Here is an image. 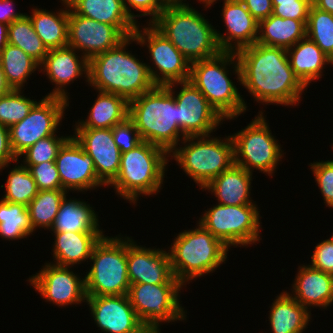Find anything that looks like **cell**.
Listing matches in <instances>:
<instances>
[{"instance_id": "52a82bcc", "label": "cell", "mask_w": 333, "mask_h": 333, "mask_svg": "<svg viewBox=\"0 0 333 333\" xmlns=\"http://www.w3.org/2000/svg\"><path fill=\"white\" fill-rule=\"evenodd\" d=\"M196 225L194 230L178 233L168 250L173 275L184 287L197 277L213 273L225 263L229 251L200 223Z\"/></svg>"}, {"instance_id": "ab89813d", "label": "cell", "mask_w": 333, "mask_h": 333, "mask_svg": "<svg viewBox=\"0 0 333 333\" xmlns=\"http://www.w3.org/2000/svg\"><path fill=\"white\" fill-rule=\"evenodd\" d=\"M22 94L21 90L12 89L0 97V123L7 128L22 121L37 103Z\"/></svg>"}, {"instance_id": "30bf717a", "label": "cell", "mask_w": 333, "mask_h": 333, "mask_svg": "<svg viewBox=\"0 0 333 333\" xmlns=\"http://www.w3.org/2000/svg\"><path fill=\"white\" fill-rule=\"evenodd\" d=\"M263 114V111H259L244 129L230 134L233 141L234 164L250 173L259 170L273 176L284 153Z\"/></svg>"}, {"instance_id": "603a6c76", "label": "cell", "mask_w": 333, "mask_h": 333, "mask_svg": "<svg viewBox=\"0 0 333 333\" xmlns=\"http://www.w3.org/2000/svg\"><path fill=\"white\" fill-rule=\"evenodd\" d=\"M223 1L221 18L226 25V31L225 34H222L216 30L220 49L226 52H237L256 43L259 21L250 14L242 2L238 0Z\"/></svg>"}, {"instance_id": "74e56055", "label": "cell", "mask_w": 333, "mask_h": 333, "mask_svg": "<svg viewBox=\"0 0 333 333\" xmlns=\"http://www.w3.org/2000/svg\"><path fill=\"white\" fill-rule=\"evenodd\" d=\"M8 173L5 186L1 185V188L5 187V194L2 200L27 207L38 193L33 176L22 163L18 166L16 165Z\"/></svg>"}, {"instance_id": "7dc6e473", "label": "cell", "mask_w": 333, "mask_h": 333, "mask_svg": "<svg viewBox=\"0 0 333 333\" xmlns=\"http://www.w3.org/2000/svg\"><path fill=\"white\" fill-rule=\"evenodd\" d=\"M311 5L312 0H297L296 2L281 3L279 5H273L272 14L283 19L308 20Z\"/></svg>"}, {"instance_id": "7bdbcfd3", "label": "cell", "mask_w": 333, "mask_h": 333, "mask_svg": "<svg viewBox=\"0 0 333 333\" xmlns=\"http://www.w3.org/2000/svg\"><path fill=\"white\" fill-rule=\"evenodd\" d=\"M310 168L325 205L333 208V160L313 162L310 164Z\"/></svg>"}, {"instance_id": "7a4b0ae2", "label": "cell", "mask_w": 333, "mask_h": 333, "mask_svg": "<svg viewBox=\"0 0 333 333\" xmlns=\"http://www.w3.org/2000/svg\"><path fill=\"white\" fill-rule=\"evenodd\" d=\"M131 42H137L133 35L89 60L88 84L95 91L113 93L131 101L155 86L148 64L126 50Z\"/></svg>"}, {"instance_id": "e575fe53", "label": "cell", "mask_w": 333, "mask_h": 333, "mask_svg": "<svg viewBox=\"0 0 333 333\" xmlns=\"http://www.w3.org/2000/svg\"><path fill=\"white\" fill-rule=\"evenodd\" d=\"M67 193L63 189L38 191L27 206L33 232L38 227L51 229Z\"/></svg>"}, {"instance_id": "7402d4cb", "label": "cell", "mask_w": 333, "mask_h": 333, "mask_svg": "<svg viewBox=\"0 0 333 333\" xmlns=\"http://www.w3.org/2000/svg\"><path fill=\"white\" fill-rule=\"evenodd\" d=\"M76 53L79 52L70 46L48 50L38 70L46 73L49 81L55 84V88L46 96L60 97L69 101L66 86L71 81L74 83L73 81L82 77L83 74H85V81L88 82L89 61L82 54Z\"/></svg>"}, {"instance_id": "816d5d0a", "label": "cell", "mask_w": 333, "mask_h": 333, "mask_svg": "<svg viewBox=\"0 0 333 333\" xmlns=\"http://www.w3.org/2000/svg\"><path fill=\"white\" fill-rule=\"evenodd\" d=\"M312 5L321 11L333 14V0H312Z\"/></svg>"}, {"instance_id": "d6a6232c", "label": "cell", "mask_w": 333, "mask_h": 333, "mask_svg": "<svg viewBox=\"0 0 333 333\" xmlns=\"http://www.w3.org/2000/svg\"><path fill=\"white\" fill-rule=\"evenodd\" d=\"M69 199L65 197L63 200L50 229L52 232H103L99 229L98 214L90 204L79 199Z\"/></svg>"}, {"instance_id": "3957f363", "label": "cell", "mask_w": 333, "mask_h": 333, "mask_svg": "<svg viewBox=\"0 0 333 333\" xmlns=\"http://www.w3.org/2000/svg\"><path fill=\"white\" fill-rule=\"evenodd\" d=\"M173 83L155 85L151 90L129 101V118L142 141L163 148L168 154L186 135L178 125L176 93ZM181 137V139H180Z\"/></svg>"}, {"instance_id": "7c38bea8", "label": "cell", "mask_w": 333, "mask_h": 333, "mask_svg": "<svg viewBox=\"0 0 333 333\" xmlns=\"http://www.w3.org/2000/svg\"><path fill=\"white\" fill-rule=\"evenodd\" d=\"M182 288V284H130L127 295L143 325L150 333H160L162 322L187 320L179 300Z\"/></svg>"}, {"instance_id": "4dcf8cb0", "label": "cell", "mask_w": 333, "mask_h": 333, "mask_svg": "<svg viewBox=\"0 0 333 333\" xmlns=\"http://www.w3.org/2000/svg\"><path fill=\"white\" fill-rule=\"evenodd\" d=\"M307 20L283 19L271 14L259 21L256 43L289 49L306 36Z\"/></svg>"}, {"instance_id": "d590c367", "label": "cell", "mask_w": 333, "mask_h": 333, "mask_svg": "<svg viewBox=\"0 0 333 333\" xmlns=\"http://www.w3.org/2000/svg\"><path fill=\"white\" fill-rule=\"evenodd\" d=\"M29 212L25 205L0 200V237L19 240L33 235Z\"/></svg>"}, {"instance_id": "e0dca14e", "label": "cell", "mask_w": 333, "mask_h": 333, "mask_svg": "<svg viewBox=\"0 0 333 333\" xmlns=\"http://www.w3.org/2000/svg\"><path fill=\"white\" fill-rule=\"evenodd\" d=\"M126 38L116 26L75 14L68 5V46L81 51L88 61Z\"/></svg>"}, {"instance_id": "8fae6325", "label": "cell", "mask_w": 333, "mask_h": 333, "mask_svg": "<svg viewBox=\"0 0 333 333\" xmlns=\"http://www.w3.org/2000/svg\"><path fill=\"white\" fill-rule=\"evenodd\" d=\"M257 204H217L202 214L200 223L229 249L231 246H247L260 242V214Z\"/></svg>"}, {"instance_id": "d6986e66", "label": "cell", "mask_w": 333, "mask_h": 333, "mask_svg": "<svg viewBox=\"0 0 333 333\" xmlns=\"http://www.w3.org/2000/svg\"><path fill=\"white\" fill-rule=\"evenodd\" d=\"M55 163L66 192H85L105 186L98 179L92 158L72 135L60 148Z\"/></svg>"}, {"instance_id": "f546056e", "label": "cell", "mask_w": 333, "mask_h": 333, "mask_svg": "<svg viewBox=\"0 0 333 333\" xmlns=\"http://www.w3.org/2000/svg\"><path fill=\"white\" fill-rule=\"evenodd\" d=\"M97 99L89 110L88 116L75 123V128H113L129 117V101L119 95L97 91Z\"/></svg>"}, {"instance_id": "ee69618b", "label": "cell", "mask_w": 333, "mask_h": 333, "mask_svg": "<svg viewBox=\"0 0 333 333\" xmlns=\"http://www.w3.org/2000/svg\"><path fill=\"white\" fill-rule=\"evenodd\" d=\"M113 139L121 153H125L138 146L142 139L133 121L128 117L125 121L112 128Z\"/></svg>"}, {"instance_id": "9f6ffc18", "label": "cell", "mask_w": 333, "mask_h": 333, "mask_svg": "<svg viewBox=\"0 0 333 333\" xmlns=\"http://www.w3.org/2000/svg\"><path fill=\"white\" fill-rule=\"evenodd\" d=\"M162 1L167 5V4H181L184 3L186 0H162Z\"/></svg>"}, {"instance_id": "f907efd6", "label": "cell", "mask_w": 333, "mask_h": 333, "mask_svg": "<svg viewBox=\"0 0 333 333\" xmlns=\"http://www.w3.org/2000/svg\"><path fill=\"white\" fill-rule=\"evenodd\" d=\"M14 0H0V22L10 25L15 20L21 19L26 13L15 12Z\"/></svg>"}, {"instance_id": "836d02e7", "label": "cell", "mask_w": 333, "mask_h": 333, "mask_svg": "<svg viewBox=\"0 0 333 333\" xmlns=\"http://www.w3.org/2000/svg\"><path fill=\"white\" fill-rule=\"evenodd\" d=\"M0 64L7 84L17 90H22L30 75L40 69L36 60L12 44H7L2 50Z\"/></svg>"}, {"instance_id": "5b68a950", "label": "cell", "mask_w": 333, "mask_h": 333, "mask_svg": "<svg viewBox=\"0 0 333 333\" xmlns=\"http://www.w3.org/2000/svg\"><path fill=\"white\" fill-rule=\"evenodd\" d=\"M232 65V73L241 82L240 66L235 52L222 51L219 55L190 63V77L209 104L224 120H234L246 112V105L236 85L229 78L227 67Z\"/></svg>"}, {"instance_id": "4fadbf2b", "label": "cell", "mask_w": 333, "mask_h": 333, "mask_svg": "<svg viewBox=\"0 0 333 333\" xmlns=\"http://www.w3.org/2000/svg\"><path fill=\"white\" fill-rule=\"evenodd\" d=\"M147 26L141 30V26L137 25L133 36L137 39V44L148 47L154 67L150 65L147 67L153 83L166 86L174 82L189 80L190 62L152 24Z\"/></svg>"}, {"instance_id": "4316f807", "label": "cell", "mask_w": 333, "mask_h": 333, "mask_svg": "<svg viewBox=\"0 0 333 333\" xmlns=\"http://www.w3.org/2000/svg\"><path fill=\"white\" fill-rule=\"evenodd\" d=\"M287 54L295 76L306 88L323 76L325 65H333V60L307 36L287 49Z\"/></svg>"}, {"instance_id": "11a10c76", "label": "cell", "mask_w": 333, "mask_h": 333, "mask_svg": "<svg viewBox=\"0 0 333 333\" xmlns=\"http://www.w3.org/2000/svg\"><path fill=\"white\" fill-rule=\"evenodd\" d=\"M200 3L202 2L203 4H205L204 6L209 8L211 7L214 3H216V1L218 0H198Z\"/></svg>"}, {"instance_id": "b9f144b4", "label": "cell", "mask_w": 333, "mask_h": 333, "mask_svg": "<svg viewBox=\"0 0 333 333\" xmlns=\"http://www.w3.org/2000/svg\"><path fill=\"white\" fill-rule=\"evenodd\" d=\"M23 166L27 167L33 176L38 191L63 189L55 161Z\"/></svg>"}, {"instance_id": "ffe728a7", "label": "cell", "mask_w": 333, "mask_h": 333, "mask_svg": "<svg viewBox=\"0 0 333 333\" xmlns=\"http://www.w3.org/2000/svg\"><path fill=\"white\" fill-rule=\"evenodd\" d=\"M127 270L130 284H181L173 275L168 251L139 246L128 236Z\"/></svg>"}, {"instance_id": "83f0119b", "label": "cell", "mask_w": 333, "mask_h": 333, "mask_svg": "<svg viewBox=\"0 0 333 333\" xmlns=\"http://www.w3.org/2000/svg\"><path fill=\"white\" fill-rule=\"evenodd\" d=\"M53 261L58 266L72 267L89 260L95 244L104 232H53Z\"/></svg>"}, {"instance_id": "c3c4849f", "label": "cell", "mask_w": 333, "mask_h": 333, "mask_svg": "<svg viewBox=\"0 0 333 333\" xmlns=\"http://www.w3.org/2000/svg\"><path fill=\"white\" fill-rule=\"evenodd\" d=\"M19 159L15 156L10 145L9 128L0 123V170ZM11 162V163H10Z\"/></svg>"}, {"instance_id": "681fc988", "label": "cell", "mask_w": 333, "mask_h": 333, "mask_svg": "<svg viewBox=\"0 0 333 333\" xmlns=\"http://www.w3.org/2000/svg\"><path fill=\"white\" fill-rule=\"evenodd\" d=\"M242 2L250 14L257 20L268 18L273 12L272 0H238Z\"/></svg>"}, {"instance_id": "1f68e13d", "label": "cell", "mask_w": 333, "mask_h": 333, "mask_svg": "<svg viewBox=\"0 0 333 333\" xmlns=\"http://www.w3.org/2000/svg\"><path fill=\"white\" fill-rule=\"evenodd\" d=\"M60 1L65 8L56 13L36 7L29 16L35 32L47 50L68 46V2Z\"/></svg>"}, {"instance_id": "8992f818", "label": "cell", "mask_w": 333, "mask_h": 333, "mask_svg": "<svg viewBox=\"0 0 333 333\" xmlns=\"http://www.w3.org/2000/svg\"><path fill=\"white\" fill-rule=\"evenodd\" d=\"M168 159L169 154L163 148L142 141L134 149L121 153L118 175L109 186L133 204L140 195H156L162 189Z\"/></svg>"}, {"instance_id": "cb8c5ba5", "label": "cell", "mask_w": 333, "mask_h": 333, "mask_svg": "<svg viewBox=\"0 0 333 333\" xmlns=\"http://www.w3.org/2000/svg\"><path fill=\"white\" fill-rule=\"evenodd\" d=\"M298 269L290 295L307 310L311 307H322L323 310L332 306L333 275L307 264L300 265Z\"/></svg>"}, {"instance_id": "44dd1931", "label": "cell", "mask_w": 333, "mask_h": 333, "mask_svg": "<svg viewBox=\"0 0 333 333\" xmlns=\"http://www.w3.org/2000/svg\"><path fill=\"white\" fill-rule=\"evenodd\" d=\"M73 137L94 162L98 179L108 187L117 177L121 151L113 139L112 128H75Z\"/></svg>"}, {"instance_id": "6f0895ef", "label": "cell", "mask_w": 333, "mask_h": 333, "mask_svg": "<svg viewBox=\"0 0 333 333\" xmlns=\"http://www.w3.org/2000/svg\"><path fill=\"white\" fill-rule=\"evenodd\" d=\"M297 0H272V5H279L281 3L296 2Z\"/></svg>"}, {"instance_id": "ba28073f", "label": "cell", "mask_w": 333, "mask_h": 333, "mask_svg": "<svg viewBox=\"0 0 333 333\" xmlns=\"http://www.w3.org/2000/svg\"><path fill=\"white\" fill-rule=\"evenodd\" d=\"M211 136H186L180 142L184 146L175 147L169 153L201 189L234 164L231 136L224 139Z\"/></svg>"}, {"instance_id": "8d00e7d4", "label": "cell", "mask_w": 333, "mask_h": 333, "mask_svg": "<svg viewBox=\"0 0 333 333\" xmlns=\"http://www.w3.org/2000/svg\"><path fill=\"white\" fill-rule=\"evenodd\" d=\"M8 44L22 49L39 64L43 62L48 53L27 14L8 25Z\"/></svg>"}, {"instance_id": "f5cc1de1", "label": "cell", "mask_w": 333, "mask_h": 333, "mask_svg": "<svg viewBox=\"0 0 333 333\" xmlns=\"http://www.w3.org/2000/svg\"><path fill=\"white\" fill-rule=\"evenodd\" d=\"M8 44V25L0 22V54Z\"/></svg>"}, {"instance_id": "9c48e42d", "label": "cell", "mask_w": 333, "mask_h": 333, "mask_svg": "<svg viewBox=\"0 0 333 333\" xmlns=\"http://www.w3.org/2000/svg\"><path fill=\"white\" fill-rule=\"evenodd\" d=\"M93 264L84 277L86 296L128 294L127 237L102 236L89 259Z\"/></svg>"}, {"instance_id": "60d3db41", "label": "cell", "mask_w": 333, "mask_h": 333, "mask_svg": "<svg viewBox=\"0 0 333 333\" xmlns=\"http://www.w3.org/2000/svg\"><path fill=\"white\" fill-rule=\"evenodd\" d=\"M70 137V135L59 137V135L54 134L38 140L20 155V157L25 158L22 165H37L45 161H55L60 148Z\"/></svg>"}, {"instance_id": "2e32d148", "label": "cell", "mask_w": 333, "mask_h": 333, "mask_svg": "<svg viewBox=\"0 0 333 333\" xmlns=\"http://www.w3.org/2000/svg\"><path fill=\"white\" fill-rule=\"evenodd\" d=\"M72 267L58 266L51 262L29 277L28 281L40 296L54 305L67 306L86 302L85 279L75 274Z\"/></svg>"}, {"instance_id": "bcb514c9", "label": "cell", "mask_w": 333, "mask_h": 333, "mask_svg": "<svg viewBox=\"0 0 333 333\" xmlns=\"http://www.w3.org/2000/svg\"><path fill=\"white\" fill-rule=\"evenodd\" d=\"M311 258V267L333 275V233L315 246Z\"/></svg>"}, {"instance_id": "484cf974", "label": "cell", "mask_w": 333, "mask_h": 333, "mask_svg": "<svg viewBox=\"0 0 333 333\" xmlns=\"http://www.w3.org/2000/svg\"><path fill=\"white\" fill-rule=\"evenodd\" d=\"M78 15L116 26L126 37L132 36L137 23L126 12L123 0H67Z\"/></svg>"}, {"instance_id": "277c9868", "label": "cell", "mask_w": 333, "mask_h": 333, "mask_svg": "<svg viewBox=\"0 0 333 333\" xmlns=\"http://www.w3.org/2000/svg\"><path fill=\"white\" fill-rule=\"evenodd\" d=\"M208 19L188 3L167 4L152 25L190 62L219 55L216 30Z\"/></svg>"}, {"instance_id": "db71d44e", "label": "cell", "mask_w": 333, "mask_h": 333, "mask_svg": "<svg viewBox=\"0 0 333 333\" xmlns=\"http://www.w3.org/2000/svg\"><path fill=\"white\" fill-rule=\"evenodd\" d=\"M11 90V87L6 82L4 72L0 64V97L9 93Z\"/></svg>"}, {"instance_id": "f6af8a7d", "label": "cell", "mask_w": 333, "mask_h": 333, "mask_svg": "<svg viewBox=\"0 0 333 333\" xmlns=\"http://www.w3.org/2000/svg\"><path fill=\"white\" fill-rule=\"evenodd\" d=\"M126 12L138 24L137 17L150 16L149 24H152L157 17L163 12L166 4L162 0H123ZM132 9L141 14L135 15Z\"/></svg>"}, {"instance_id": "6da1fadb", "label": "cell", "mask_w": 333, "mask_h": 333, "mask_svg": "<svg viewBox=\"0 0 333 333\" xmlns=\"http://www.w3.org/2000/svg\"><path fill=\"white\" fill-rule=\"evenodd\" d=\"M236 53L241 82L258 103L299 105L306 87L295 76L287 50L254 43Z\"/></svg>"}, {"instance_id": "f1b7e54d", "label": "cell", "mask_w": 333, "mask_h": 333, "mask_svg": "<svg viewBox=\"0 0 333 333\" xmlns=\"http://www.w3.org/2000/svg\"><path fill=\"white\" fill-rule=\"evenodd\" d=\"M268 318L272 333H304L311 320V310L283 290L270 306Z\"/></svg>"}, {"instance_id": "ac0fdd59", "label": "cell", "mask_w": 333, "mask_h": 333, "mask_svg": "<svg viewBox=\"0 0 333 333\" xmlns=\"http://www.w3.org/2000/svg\"><path fill=\"white\" fill-rule=\"evenodd\" d=\"M97 327L105 333H150L125 295L87 296Z\"/></svg>"}, {"instance_id": "f35d334b", "label": "cell", "mask_w": 333, "mask_h": 333, "mask_svg": "<svg viewBox=\"0 0 333 333\" xmlns=\"http://www.w3.org/2000/svg\"><path fill=\"white\" fill-rule=\"evenodd\" d=\"M306 36L333 60V14L311 5L306 24Z\"/></svg>"}, {"instance_id": "9a60e30c", "label": "cell", "mask_w": 333, "mask_h": 333, "mask_svg": "<svg viewBox=\"0 0 333 333\" xmlns=\"http://www.w3.org/2000/svg\"><path fill=\"white\" fill-rule=\"evenodd\" d=\"M178 85L181 90L174 97L181 131L186 136L210 135L215 132L225 120L192 82L187 80L173 83L174 87Z\"/></svg>"}, {"instance_id": "d4e9b609", "label": "cell", "mask_w": 333, "mask_h": 333, "mask_svg": "<svg viewBox=\"0 0 333 333\" xmlns=\"http://www.w3.org/2000/svg\"><path fill=\"white\" fill-rule=\"evenodd\" d=\"M252 174L233 164L229 169L213 178L202 190L211 191L221 205L255 204L250 197Z\"/></svg>"}, {"instance_id": "5bb4252c", "label": "cell", "mask_w": 333, "mask_h": 333, "mask_svg": "<svg viewBox=\"0 0 333 333\" xmlns=\"http://www.w3.org/2000/svg\"><path fill=\"white\" fill-rule=\"evenodd\" d=\"M69 101L60 97L44 96L30 113L9 128L10 145L17 158L38 140L57 133Z\"/></svg>"}]
</instances>
